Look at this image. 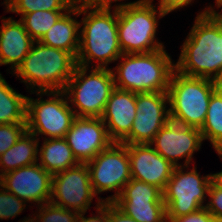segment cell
Returning <instances> with one entry per match:
<instances>
[{
	"instance_id": "obj_3",
	"label": "cell",
	"mask_w": 222,
	"mask_h": 222,
	"mask_svg": "<svg viewBox=\"0 0 222 222\" xmlns=\"http://www.w3.org/2000/svg\"><path fill=\"white\" fill-rule=\"evenodd\" d=\"M76 66L73 54L35 41L13 74L28 92L63 91Z\"/></svg>"
},
{
	"instance_id": "obj_16",
	"label": "cell",
	"mask_w": 222,
	"mask_h": 222,
	"mask_svg": "<svg viewBox=\"0 0 222 222\" xmlns=\"http://www.w3.org/2000/svg\"><path fill=\"white\" fill-rule=\"evenodd\" d=\"M65 139L79 163H88L113 141L101 118L76 117Z\"/></svg>"
},
{
	"instance_id": "obj_27",
	"label": "cell",
	"mask_w": 222,
	"mask_h": 222,
	"mask_svg": "<svg viewBox=\"0 0 222 222\" xmlns=\"http://www.w3.org/2000/svg\"><path fill=\"white\" fill-rule=\"evenodd\" d=\"M34 211L37 222H76L79 213L51 202L39 205Z\"/></svg>"
},
{
	"instance_id": "obj_24",
	"label": "cell",
	"mask_w": 222,
	"mask_h": 222,
	"mask_svg": "<svg viewBox=\"0 0 222 222\" xmlns=\"http://www.w3.org/2000/svg\"><path fill=\"white\" fill-rule=\"evenodd\" d=\"M200 131L203 141H210L216 153H222V95L218 90L211 95L205 122Z\"/></svg>"
},
{
	"instance_id": "obj_34",
	"label": "cell",
	"mask_w": 222,
	"mask_h": 222,
	"mask_svg": "<svg viewBox=\"0 0 222 222\" xmlns=\"http://www.w3.org/2000/svg\"><path fill=\"white\" fill-rule=\"evenodd\" d=\"M194 0H158V5L167 13L180 10L187 5H192Z\"/></svg>"
},
{
	"instance_id": "obj_36",
	"label": "cell",
	"mask_w": 222,
	"mask_h": 222,
	"mask_svg": "<svg viewBox=\"0 0 222 222\" xmlns=\"http://www.w3.org/2000/svg\"><path fill=\"white\" fill-rule=\"evenodd\" d=\"M121 1H124V0H97V6H109V7H112V6H120L122 5V3H119ZM113 2H118L117 4L115 3L114 5Z\"/></svg>"
},
{
	"instance_id": "obj_44",
	"label": "cell",
	"mask_w": 222,
	"mask_h": 222,
	"mask_svg": "<svg viewBox=\"0 0 222 222\" xmlns=\"http://www.w3.org/2000/svg\"><path fill=\"white\" fill-rule=\"evenodd\" d=\"M219 158L222 159V153H217Z\"/></svg>"
},
{
	"instance_id": "obj_17",
	"label": "cell",
	"mask_w": 222,
	"mask_h": 222,
	"mask_svg": "<svg viewBox=\"0 0 222 222\" xmlns=\"http://www.w3.org/2000/svg\"><path fill=\"white\" fill-rule=\"evenodd\" d=\"M127 151L132 178L153 185L163 192L174 166L150 144H127Z\"/></svg>"
},
{
	"instance_id": "obj_40",
	"label": "cell",
	"mask_w": 222,
	"mask_h": 222,
	"mask_svg": "<svg viewBox=\"0 0 222 222\" xmlns=\"http://www.w3.org/2000/svg\"><path fill=\"white\" fill-rule=\"evenodd\" d=\"M221 8L222 9V3L217 7V9ZM218 11V12H217ZM214 10L213 14L220 20L222 21V10L219 12V10Z\"/></svg>"
},
{
	"instance_id": "obj_11",
	"label": "cell",
	"mask_w": 222,
	"mask_h": 222,
	"mask_svg": "<svg viewBox=\"0 0 222 222\" xmlns=\"http://www.w3.org/2000/svg\"><path fill=\"white\" fill-rule=\"evenodd\" d=\"M94 197H97V201L104 202V198L93 191L86 163H79L52 175L51 203L83 213L91 208Z\"/></svg>"
},
{
	"instance_id": "obj_20",
	"label": "cell",
	"mask_w": 222,
	"mask_h": 222,
	"mask_svg": "<svg viewBox=\"0 0 222 222\" xmlns=\"http://www.w3.org/2000/svg\"><path fill=\"white\" fill-rule=\"evenodd\" d=\"M80 6L68 9L39 40L44 45L64 50L77 57L80 45Z\"/></svg>"
},
{
	"instance_id": "obj_35",
	"label": "cell",
	"mask_w": 222,
	"mask_h": 222,
	"mask_svg": "<svg viewBox=\"0 0 222 222\" xmlns=\"http://www.w3.org/2000/svg\"><path fill=\"white\" fill-rule=\"evenodd\" d=\"M72 7L97 6V0H67Z\"/></svg>"
},
{
	"instance_id": "obj_13",
	"label": "cell",
	"mask_w": 222,
	"mask_h": 222,
	"mask_svg": "<svg viewBox=\"0 0 222 222\" xmlns=\"http://www.w3.org/2000/svg\"><path fill=\"white\" fill-rule=\"evenodd\" d=\"M113 203L137 222H167L163 192L131 178Z\"/></svg>"
},
{
	"instance_id": "obj_29",
	"label": "cell",
	"mask_w": 222,
	"mask_h": 222,
	"mask_svg": "<svg viewBox=\"0 0 222 222\" xmlns=\"http://www.w3.org/2000/svg\"><path fill=\"white\" fill-rule=\"evenodd\" d=\"M26 130V123L0 125V156L11 148Z\"/></svg>"
},
{
	"instance_id": "obj_12",
	"label": "cell",
	"mask_w": 222,
	"mask_h": 222,
	"mask_svg": "<svg viewBox=\"0 0 222 222\" xmlns=\"http://www.w3.org/2000/svg\"><path fill=\"white\" fill-rule=\"evenodd\" d=\"M170 120L168 92L136 93V115L123 144H150Z\"/></svg>"
},
{
	"instance_id": "obj_6",
	"label": "cell",
	"mask_w": 222,
	"mask_h": 222,
	"mask_svg": "<svg viewBox=\"0 0 222 222\" xmlns=\"http://www.w3.org/2000/svg\"><path fill=\"white\" fill-rule=\"evenodd\" d=\"M215 90L213 80L186 76L174 70L168 87L170 120L201 129Z\"/></svg>"
},
{
	"instance_id": "obj_21",
	"label": "cell",
	"mask_w": 222,
	"mask_h": 222,
	"mask_svg": "<svg viewBox=\"0 0 222 222\" xmlns=\"http://www.w3.org/2000/svg\"><path fill=\"white\" fill-rule=\"evenodd\" d=\"M38 148V164L51 175L79 164L65 138H46Z\"/></svg>"
},
{
	"instance_id": "obj_2",
	"label": "cell",
	"mask_w": 222,
	"mask_h": 222,
	"mask_svg": "<svg viewBox=\"0 0 222 222\" xmlns=\"http://www.w3.org/2000/svg\"><path fill=\"white\" fill-rule=\"evenodd\" d=\"M80 45L77 65L110 68L123 54L118 39V6H80ZM96 65H89L92 64Z\"/></svg>"
},
{
	"instance_id": "obj_25",
	"label": "cell",
	"mask_w": 222,
	"mask_h": 222,
	"mask_svg": "<svg viewBox=\"0 0 222 222\" xmlns=\"http://www.w3.org/2000/svg\"><path fill=\"white\" fill-rule=\"evenodd\" d=\"M66 11L38 10L24 14L19 20L34 41H39Z\"/></svg>"
},
{
	"instance_id": "obj_19",
	"label": "cell",
	"mask_w": 222,
	"mask_h": 222,
	"mask_svg": "<svg viewBox=\"0 0 222 222\" xmlns=\"http://www.w3.org/2000/svg\"><path fill=\"white\" fill-rule=\"evenodd\" d=\"M0 25V66L11 65V73L21 65L35 42L20 20L2 17Z\"/></svg>"
},
{
	"instance_id": "obj_37",
	"label": "cell",
	"mask_w": 222,
	"mask_h": 222,
	"mask_svg": "<svg viewBox=\"0 0 222 222\" xmlns=\"http://www.w3.org/2000/svg\"><path fill=\"white\" fill-rule=\"evenodd\" d=\"M212 181L222 189V170L212 174Z\"/></svg>"
},
{
	"instance_id": "obj_26",
	"label": "cell",
	"mask_w": 222,
	"mask_h": 222,
	"mask_svg": "<svg viewBox=\"0 0 222 222\" xmlns=\"http://www.w3.org/2000/svg\"><path fill=\"white\" fill-rule=\"evenodd\" d=\"M71 7L67 0H13L7 13H16L22 17L38 10L67 11Z\"/></svg>"
},
{
	"instance_id": "obj_15",
	"label": "cell",
	"mask_w": 222,
	"mask_h": 222,
	"mask_svg": "<svg viewBox=\"0 0 222 222\" xmlns=\"http://www.w3.org/2000/svg\"><path fill=\"white\" fill-rule=\"evenodd\" d=\"M0 184L27 204H37L36 207L51 199L52 175L38 162L2 175Z\"/></svg>"
},
{
	"instance_id": "obj_18",
	"label": "cell",
	"mask_w": 222,
	"mask_h": 222,
	"mask_svg": "<svg viewBox=\"0 0 222 222\" xmlns=\"http://www.w3.org/2000/svg\"><path fill=\"white\" fill-rule=\"evenodd\" d=\"M136 115V93L115 88L101 116L113 142L121 143L129 134Z\"/></svg>"
},
{
	"instance_id": "obj_42",
	"label": "cell",
	"mask_w": 222,
	"mask_h": 222,
	"mask_svg": "<svg viewBox=\"0 0 222 222\" xmlns=\"http://www.w3.org/2000/svg\"><path fill=\"white\" fill-rule=\"evenodd\" d=\"M215 6L216 8L222 3V0H215Z\"/></svg>"
},
{
	"instance_id": "obj_32",
	"label": "cell",
	"mask_w": 222,
	"mask_h": 222,
	"mask_svg": "<svg viewBox=\"0 0 222 222\" xmlns=\"http://www.w3.org/2000/svg\"><path fill=\"white\" fill-rule=\"evenodd\" d=\"M167 222H211L214 217L207 211L205 207L190 213L175 218H166Z\"/></svg>"
},
{
	"instance_id": "obj_43",
	"label": "cell",
	"mask_w": 222,
	"mask_h": 222,
	"mask_svg": "<svg viewBox=\"0 0 222 222\" xmlns=\"http://www.w3.org/2000/svg\"><path fill=\"white\" fill-rule=\"evenodd\" d=\"M211 222H222L220 219H213Z\"/></svg>"
},
{
	"instance_id": "obj_10",
	"label": "cell",
	"mask_w": 222,
	"mask_h": 222,
	"mask_svg": "<svg viewBox=\"0 0 222 222\" xmlns=\"http://www.w3.org/2000/svg\"><path fill=\"white\" fill-rule=\"evenodd\" d=\"M86 164L97 196L103 192H115L104 198V202H113L132 178L127 144L113 142Z\"/></svg>"
},
{
	"instance_id": "obj_31",
	"label": "cell",
	"mask_w": 222,
	"mask_h": 222,
	"mask_svg": "<svg viewBox=\"0 0 222 222\" xmlns=\"http://www.w3.org/2000/svg\"><path fill=\"white\" fill-rule=\"evenodd\" d=\"M96 215H92L91 217L84 216L86 212L79 213L76 222H108V202L97 201Z\"/></svg>"
},
{
	"instance_id": "obj_41",
	"label": "cell",
	"mask_w": 222,
	"mask_h": 222,
	"mask_svg": "<svg viewBox=\"0 0 222 222\" xmlns=\"http://www.w3.org/2000/svg\"><path fill=\"white\" fill-rule=\"evenodd\" d=\"M4 2H2L3 5H5V9L6 12H8V10L10 9L11 5H12V2L13 0H3Z\"/></svg>"
},
{
	"instance_id": "obj_8",
	"label": "cell",
	"mask_w": 222,
	"mask_h": 222,
	"mask_svg": "<svg viewBox=\"0 0 222 222\" xmlns=\"http://www.w3.org/2000/svg\"><path fill=\"white\" fill-rule=\"evenodd\" d=\"M30 94H36L38 98L27 97V131L38 136L39 140L42 135V139L65 138L76 118L65 92L47 91ZM43 96H47V99Z\"/></svg>"
},
{
	"instance_id": "obj_1",
	"label": "cell",
	"mask_w": 222,
	"mask_h": 222,
	"mask_svg": "<svg viewBox=\"0 0 222 222\" xmlns=\"http://www.w3.org/2000/svg\"><path fill=\"white\" fill-rule=\"evenodd\" d=\"M213 5L204 7L181 45L175 70L191 77L216 81L222 77V21Z\"/></svg>"
},
{
	"instance_id": "obj_5",
	"label": "cell",
	"mask_w": 222,
	"mask_h": 222,
	"mask_svg": "<svg viewBox=\"0 0 222 222\" xmlns=\"http://www.w3.org/2000/svg\"><path fill=\"white\" fill-rule=\"evenodd\" d=\"M154 0L122 2L118 6V39L123 54L149 53L165 48L156 39L158 22L167 13Z\"/></svg>"
},
{
	"instance_id": "obj_7",
	"label": "cell",
	"mask_w": 222,
	"mask_h": 222,
	"mask_svg": "<svg viewBox=\"0 0 222 222\" xmlns=\"http://www.w3.org/2000/svg\"><path fill=\"white\" fill-rule=\"evenodd\" d=\"M114 89L111 68H86L77 65L63 91L76 117L101 118Z\"/></svg>"
},
{
	"instance_id": "obj_30",
	"label": "cell",
	"mask_w": 222,
	"mask_h": 222,
	"mask_svg": "<svg viewBox=\"0 0 222 222\" xmlns=\"http://www.w3.org/2000/svg\"><path fill=\"white\" fill-rule=\"evenodd\" d=\"M207 196L209 201L204 207L212 214L214 219L222 220V189L212 181Z\"/></svg>"
},
{
	"instance_id": "obj_14",
	"label": "cell",
	"mask_w": 222,
	"mask_h": 222,
	"mask_svg": "<svg viewBox=\"0 0 222 222\" xmlns=\"http://www.w3.org/2000/svg\"><path fill=\"white\" fill-rule=\"evenodd\" d=\"M203 138L200 129L169 120L155 135L150 145L174 167L190 166ZM184 159L182 164L179 160Z\"/></svg>"
},
{
	"instance_id": "obj_33",
	"label": "cell",
	"mask_w": 222,
	"mask_h": 222,
	"mask_svg": "<svg viewBox=\"0 0 222 222\" xmlns=\"http://www.w3.org/2000/svg\"><path fill=\"white\" fill-rule=\"evenodd\" d=\"M108 222H137L120 210L113 202H108Z\"/></svg>"
},
{
	"instance_id": "obj_23",
	"label": "cell",
	"mask_w": 222,
	"mask_h": 222,
	"mask_svg": "<svg viewBox=\"0 0 222 222\" xmlns=\"http://www.w3.org/2000/svg\"><path fill=\"white\" fill-rule=\"evenodd\" d=\"M27 97L13 89L0 73V125L26 123Z\"/></svg>"
},
{
	"instance_id": "obj_9",
	"label": "cell",
	"mask_w": 222,
	"mask_h": 222,
	"mask_svg": "<svg viewBox=\"0 0 222 222\" xmlns=\"http://www.w3.org/2000/svg\"><path fill=\"white\" fill-rule=\"evenodd\" d=\"M188 168L190 167H174L171 178L163 190L166 218L188 215L205 206L212 173L201 176L196 165L191 170Z\"/></svg>"
},
{
	"instance_id": "obj_38",
	"label": "cell",
	"mask_w": 222,
	"mask_h": 222,
	"mask_svg": "<svg viewBox=\"0 0 222 222\" xmlns=\"http://www.w3.org/2000/svg\"><path fill=\"white\" fill-rule=\"evenodd\" d=\"M19 222H37V220L35 214H33V216L30 214L28 217H24V219Z\"/></svg>"
},
{
	"instance_id": "obj_22",
	"label": "cell",
	"mask_w": 222,
	"mask_h": 222,
	"mask_svg": "<svg viewBox=\"0 0 222 222\" xmlns=\"http://www.w3.org/2000/svg\"><path fill=\"white\" fill-rule=\"evenodd\" d=\"M39 141L26 130L14 145L0 156V177L10 171L37 163Z\"/></svg>"
},
{
	"instance_id": "obj_39",
	"label": "cell",
	"mask_w": 222,
	"mask_h": 222,
	"mask_svg": "<svg viewBox=\"0 0 222 222\" xmlns=\"http://www.w3.org/2000/svg\"><path fill=\"white\" fill-rule=\"evenodd\" d=\"M216 90L222 95V77L218 78L216 81Z\"/></svg>"
},
{
	"instance_id": "obj_4",
	"label": "cell",
	"mask_w": 222,
	"mask_h": 222,
	"mask_svg": "<svg viewBox=\"0 0 222 222\" xmlns=\"http://www.w3.org/2000/svg\"><path fill=\"white\" fill-rule=\"evenodd\" d=\"M166 51L122 54L118 65L111 67L115 88L134 93L168 92L175 61Z\"/></svg>"
},
{
	"instance_id": "obj_28",
	"label": "cell",
	"mask_w": 222,
	"mask_h": 222,
	"mask_svg": "<svg viewBox=\"0 0 222 222\" xmlns=\"http://www.w3.org/2000/svg\"><path fill=\"white\" fill-rule=\"evenodd\" d=\"M26 208L27 203L25 201L0 184V220H8L13 217L15 219Z\"/></svg>"
}]
</instances>
